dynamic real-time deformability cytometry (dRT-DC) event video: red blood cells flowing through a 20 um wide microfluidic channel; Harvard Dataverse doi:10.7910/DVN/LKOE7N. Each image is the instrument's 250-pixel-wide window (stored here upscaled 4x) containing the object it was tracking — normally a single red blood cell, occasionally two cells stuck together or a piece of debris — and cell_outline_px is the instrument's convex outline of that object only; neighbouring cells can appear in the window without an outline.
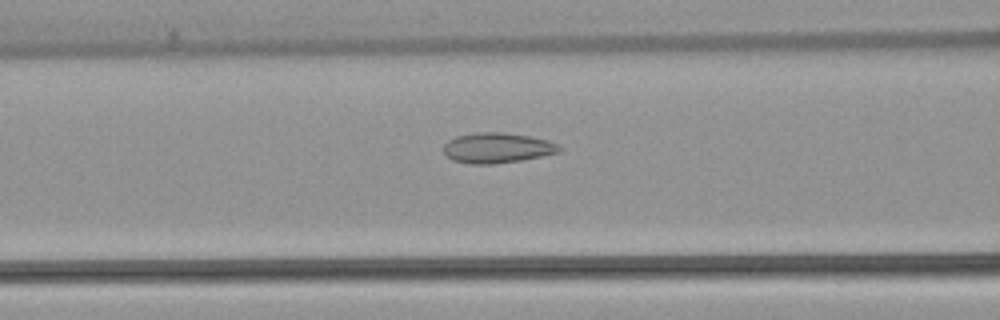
{"species": "common noctule bat (a hibernating species)", "species_latin": "Nyctalus noctula", "temperature_condition": "warm", "stored_images_in_passage": 28, "camera_frame_rate_fps": 3000, "um_per_image_px": 0.085, "animal": {"sex": "female", "body_mass_g": 22.7, "forearm_length_mm": 54.2}, "frame": {"image": 1, "passage_image": 13, "time_ms": 4.0, "image_size_px": [1000, 320], "cell_outline_px": [[564, 148], [560, 152], [520, 160], [496, 164], [472, 164], [452, 160], [444, 152], [444, 144], [448, 140], [456, 136], [476, 132], [504, 132], [528, 136], [548, 140]], "centroid_in_image_um": [42.26, 12.56], "position_along_channel_um": 124.3, "area_um2": 20.4}}
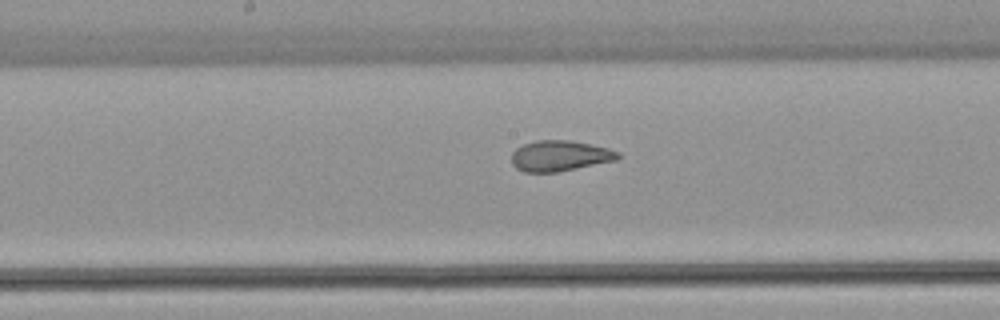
{"frame": {"image": 2, "passage_image": 19, "time_ms": 6.0, "image_size_px": [1000, 320], "cell_outline_px": [[620, 156], [616, 160], [556, 172], [524, 172], [516, 168], [512, 164], [512, 152], [516, 148], [524, 144], [536, 140], [568, 140], [592, 144], [608, 148], [620, 152]], "centroid_in_image_um": [47.58, 13.24], "position_along_channel_um": 200.6, "area_um2": 18.96}}
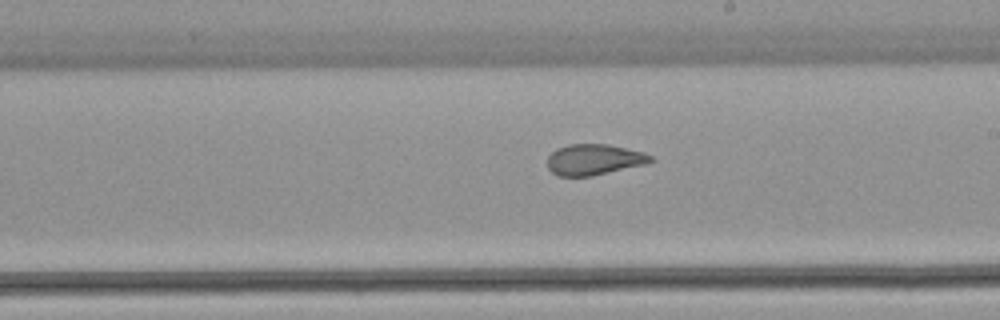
{"frame": {"image": 3, "passage_image": 22, "time_ms": 7.0, "image_size_px": [1000, 320], "cell_outline_px": [[652, 160], [644, 164], [592, 176], [560, 176], [552, 172], [548, 168], [548, 156], [556, 148], [568, 144], [608, 144], [644, 152], [652, 156]], "centroid_in_image_um": [50.46, 13.55], "position_along_channel_um": 238.5, "area_um2": 18.44}}